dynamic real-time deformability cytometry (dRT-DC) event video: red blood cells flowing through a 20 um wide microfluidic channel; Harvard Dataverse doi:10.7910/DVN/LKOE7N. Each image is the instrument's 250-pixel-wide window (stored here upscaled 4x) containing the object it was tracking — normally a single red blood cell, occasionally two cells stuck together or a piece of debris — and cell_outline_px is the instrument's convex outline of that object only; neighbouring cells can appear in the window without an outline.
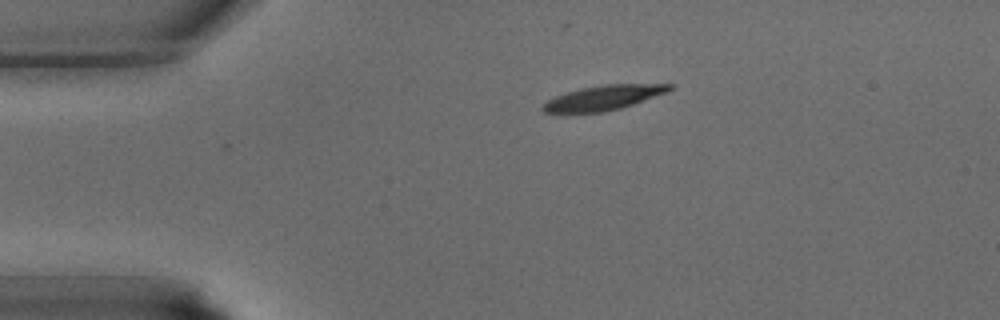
{"species": "common noctule bat (a hibernating species)", "species_latin": "Nyctalus noctula", "temperature_condition": "warm", "stored_images_in_passage": 25, "camera_frame_rate_fps": 3000, "um_per_image_px": 0.085, "animal": {"sex": "male", "body_mass_g": 15.6}, "frame": {"image": 1, "passage_image": 1, "time_ms": 0.0, "image_size_px": [1000, 320], "cell_outline_px": [[676, 84], [672, 88], [664, 92], [632, 104], [620, 108], [604, 112], [544, 112], [540, 108], [548, 100], [556, 96], [580, 88], [604, 84]], "centroid_in_image_um": [51.27, 8.3], "position_along_channel_um": 33.7, "area_um2": 17.74}}
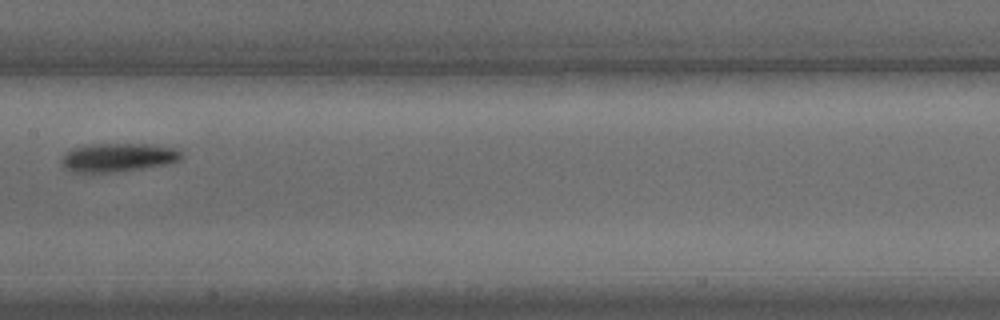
{"frame": {"image": 2, "passage_image": 13, "time_ms": 4.0, "image_size_px": [1000, 320], "cell_outline_px": [[184, 156], [180, 160], [168, 164], [112, 172], [76, 172], [64, 168], [60, 160], [64, 152], [72, 148], [88, 144], [148, 144], [172, 148], [180, 152]], "centroid_in_image_um": [9.98, 13.37], "position_along_channel_um": 197.4, "area_um2": 19.88}}
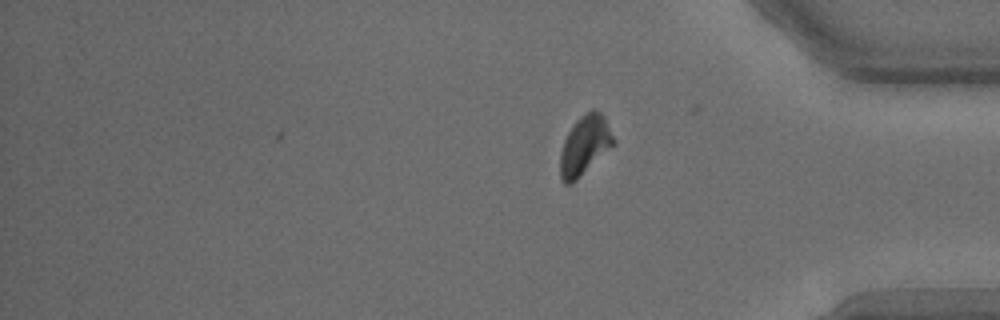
{"frame": {"image": 3, "passage_image": 25, "time_ms": 8.0, "image_size_px": [1000, 320], "cell_outline_px": [[616, 144], [572, 184], [564, 184], [560, 180], [560, 156], [564, 140], [568, 132], [576, 120], [580, 116], [592, 108], [600, 112], [604, 116], [616, 140]], "centroid_in_image_um": [49.72, 12.36], "position_along_channel_um": 385.5, "area_um2": 18.67}}